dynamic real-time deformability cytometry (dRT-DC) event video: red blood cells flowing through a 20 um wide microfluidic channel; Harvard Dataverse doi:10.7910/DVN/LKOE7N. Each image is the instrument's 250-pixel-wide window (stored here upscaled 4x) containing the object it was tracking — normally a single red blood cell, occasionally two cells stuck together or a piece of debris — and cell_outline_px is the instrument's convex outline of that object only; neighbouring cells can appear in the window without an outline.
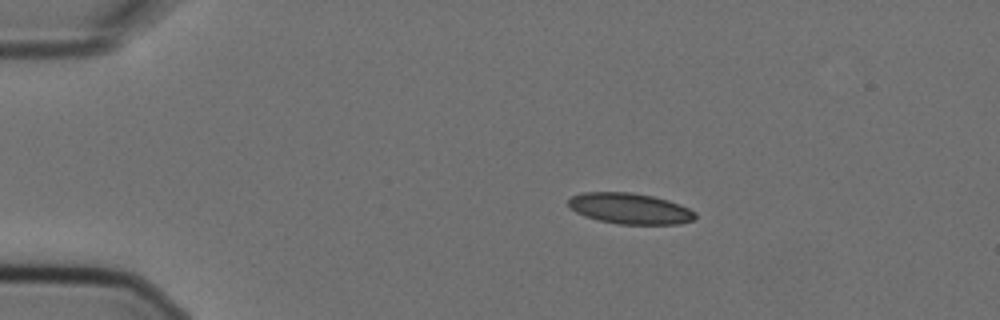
{"species": "Egyptian fruit bat (a non-hibernating species)", "species_latin": "Rousettus aegyptiacus", "temperature_condition": "cold", "stored_images_in_passage": 5, "camera_frame_rate_fps": 3000, "um_per_image_px": 0.085, "animal": {"sex": "female"}, "frame": {"image": 1, "passage_image": 2, "time_ms": 0.333, "image_size_px": [1000, 320], "cell_outline_px": [[696, 216], [692, 220], [680, 224], [620, 224], [596, 220], [584, 216], [568, 208], [568, 200], [572, 196], [580, 192], [632, 192], [652, 196], [668, 200], [680, 204], [696, 212]], "centroid_in_image_um": [53.51, 17.72], "position_along_channel_um": 31.5, "area_um2": 23.0}}
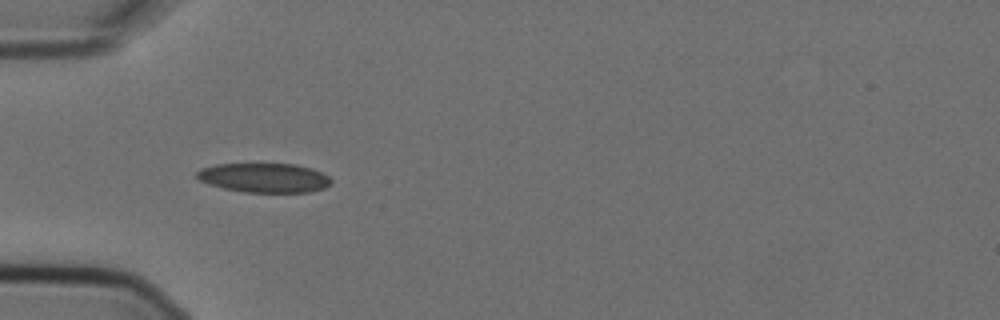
{"frame": {"image": 2, "passage_image": 4, "time_ms": 1.0, "image_size_px": [1000, 320], "cell_outline_px": [[332, 184], [324, 188], [312, 192], [244, 192], [224, 188], [208, 184], [200, 180], [196, 176], [196, 172], [200, 168], [216, 164], [296, 164], [312, 168], [328, 176], [332, 180]], "centroid_in_image_um": [22.47, 15.11], "position_along_channel_um": 62.5, "area_um2": 23.06}}
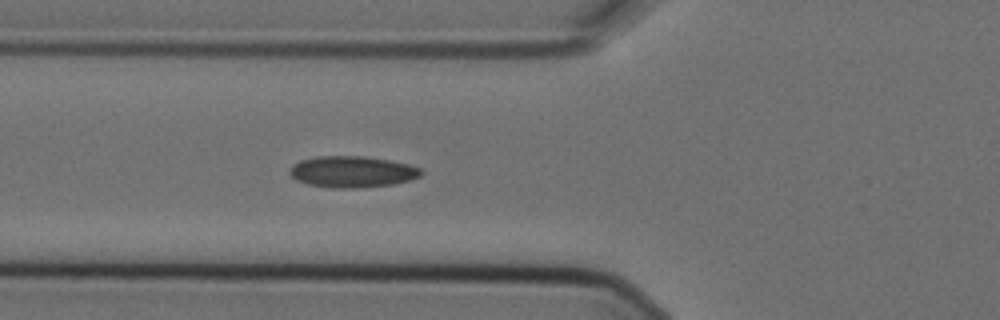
{"frame": {"image": 3, "passage_image": 5, "time_ms": 1.333, "image_size_px": [1000, 320], "cell_outline_px": [[424, 172], [420, 176], [408, 180], [392, 184], [356, 188], [332, 188], [308, 184], [296, 180], [288, 172], [292, 164], [300, 160], [316, 156], [364, 156], [388, 160], [408, 164], [420, 168]], "centroid_in_image_um": [29.9, 14.59], "position_along_channel_um": 95.9, "area_um2": 23.99}}